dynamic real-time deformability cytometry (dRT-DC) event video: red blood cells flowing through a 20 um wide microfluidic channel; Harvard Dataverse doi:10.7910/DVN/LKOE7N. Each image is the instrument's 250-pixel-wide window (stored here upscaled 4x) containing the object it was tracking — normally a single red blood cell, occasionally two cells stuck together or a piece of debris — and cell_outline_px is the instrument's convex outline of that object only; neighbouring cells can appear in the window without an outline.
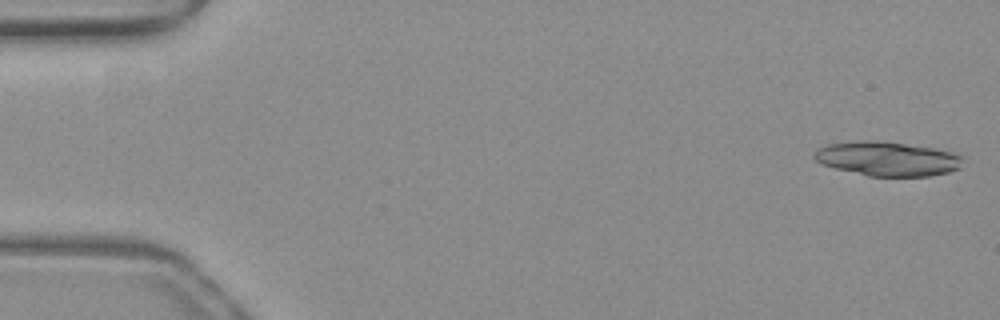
{"species": "common noctule bat (a hibernating species)", "species_latin": "Nyctalus noctula", "temperature_condition": "warm", "stored_images_in_passage": 29, "camera_frame_rate_fps": 3000, "um_per_image_px": 0.085, "animal": {"sex": "female", "body_mass_g": 19.3, "forearm_length_mm": 54.1}, "frame": {"image": 1, "passage_image": 1, "time_ms": 0.0, "image_size_px": [1000, 320], "cell_outline_px": [[964, 156], [960, 168], [948, 172], [932, 176], [868, 176], [820, 164], [812, 156], [816, 148], [828, 144], [876, 140], [936, 148], [952, 152]], "centroid_in_image_um": [75.45, 13.5], "position_along_channel_um": 9.6, "area_um2": 29.71}}
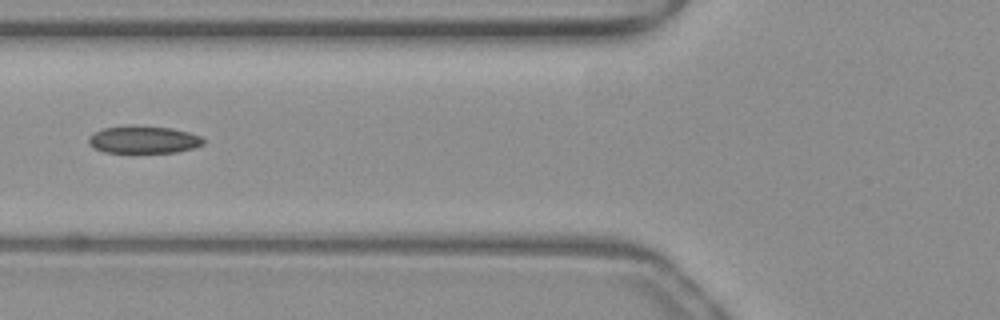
{"frame": {"image": 2, "passage_image": 20, "time_ms": 6.333, "image_size_px": [1000, 320], "cell_outline_px": [[204, 144], [196, 148], [176, 152], [104, 152], [92, 148], [88, 144], [88, 140], [96, 132], [104, 128], [172, 128], [188, 132], [200, 136], [204, 140]], "centroid_in_image_um": [12.25, 11.92], "position_along_channel_um": 113.5, "area_um2": 17.51}}